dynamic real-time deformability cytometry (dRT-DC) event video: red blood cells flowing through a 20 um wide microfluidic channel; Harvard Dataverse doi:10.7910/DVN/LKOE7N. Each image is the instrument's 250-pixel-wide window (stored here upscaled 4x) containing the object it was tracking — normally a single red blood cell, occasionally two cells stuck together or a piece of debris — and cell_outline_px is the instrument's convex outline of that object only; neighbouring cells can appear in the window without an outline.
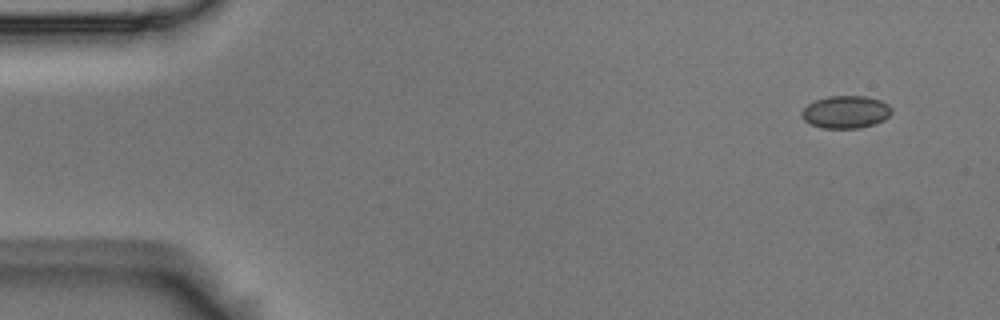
{"species": "Egyptian fruit bat (a non-hibernating species)", "species_latin": "Rousettus aegyptiacus", "temperature_condition": "room temperature", "stored_images_in_passage": 6, "camera_frame_rate_fps": 3000, "um_per_image_px": 0.085, "animal": {"sex": "male"}, "frame": {"image": 1, "passage_image": 1, "time_ms": 0.0, "image_size_px": [1000, 320], "cell_outline_px": [[892, 112], [884, 120], [876, 124], [860, 128], [820, 128], [808, 124], [800, 116], [800, 112], [808, 104], [816, 100], [828, 96], [864, 96], [880, 100], [888, 104], [892, 108]], "centroid_in_image_um": [71.87, 9.53], "position_along_channel_um": 13.1, "area_um2": 17.28}}
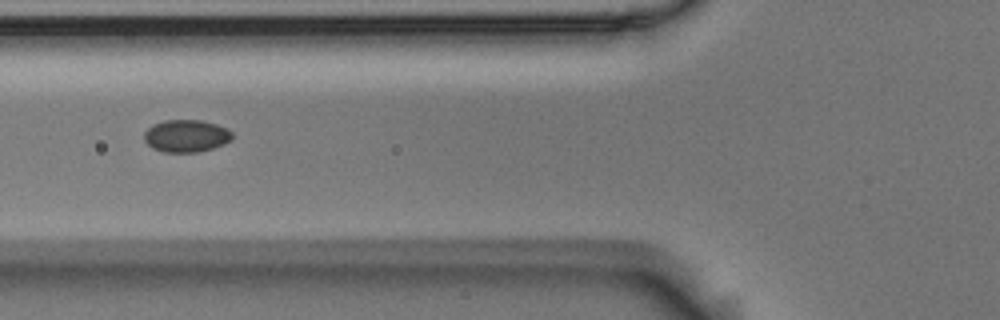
{"frame": {"image": 2, "passage_image": 6, "time_ms": 1.667, "image_size_px": [1000, 320], "cell_outline_px": [[232, 140], [224, 144], [212, 148], [196, 152], [164, 152], [152, 148], [144, 140], [144, 132], [152, 124], [164, 120], [200, 120], [216, 124], [228, 128], [232, 132]], "centroid_in_image_um": [15.83, 11.54], "position_along_channel_um": 110.0, "area_um2": 16.7}}